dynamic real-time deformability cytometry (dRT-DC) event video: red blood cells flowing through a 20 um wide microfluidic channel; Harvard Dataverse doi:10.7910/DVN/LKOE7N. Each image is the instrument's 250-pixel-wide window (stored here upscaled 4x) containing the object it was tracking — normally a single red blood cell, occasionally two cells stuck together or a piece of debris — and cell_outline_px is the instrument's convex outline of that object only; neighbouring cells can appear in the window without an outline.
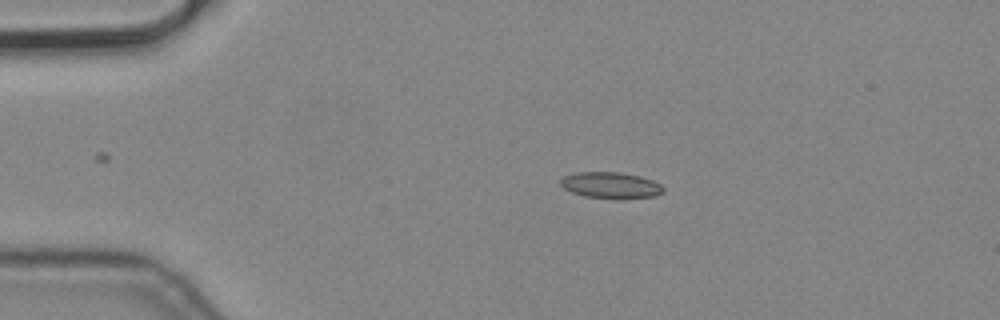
{"species": "common noctule bat (a hibernating species)", "species_latin": "Nyctalus noctula", "temperature_condition": "cold", "stored_images_in_passage": 3, "camera_frame_rate_fps": 3000, "um_per_image_px": 0.085, "animal": {"sex": "male", "body_mass_g": 19.2, "forearm_length_mm": 51.8}, "frame": {"image": 1, "passage_image": 1, "time_ms": 0.0, "image_size_px": [1000, 320], "cell_outline_px": [[664, 192], [656, 196], [584, 196], [572, 192], [564, 188], [560, 184], [560, 180], [564, 176], [576, 172], [620, 172], [640, 176], [652, 180], [660, 184], [664, 188]], "centroid_in_image_um": [51.89, 15.69], "position_along_channel_um": 33.1, "area_um2": 14.97}}
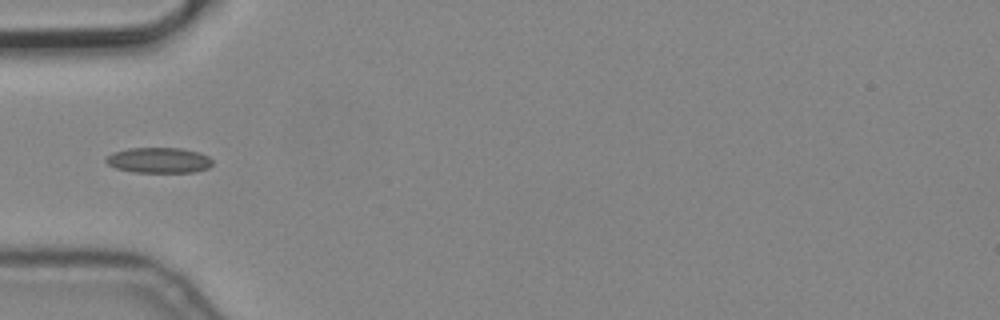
{"frame": {"image": 2, "passage_image": 3, "time_ms": 0.667, "image_size_px": [1000, 320], "cell_outline_px": [[212, 164], [208, 168], [192, 172], [136, 172], [116, 168], [108, 164], [104, 160], [112, 152], [128, 148], [180, 148], [200, 152], [208, 156], [212, 160]], "centroid_in_image_um": [13.5, 13.61], "position_along_channel_um": 71.5, "area_um2": 15.78}}